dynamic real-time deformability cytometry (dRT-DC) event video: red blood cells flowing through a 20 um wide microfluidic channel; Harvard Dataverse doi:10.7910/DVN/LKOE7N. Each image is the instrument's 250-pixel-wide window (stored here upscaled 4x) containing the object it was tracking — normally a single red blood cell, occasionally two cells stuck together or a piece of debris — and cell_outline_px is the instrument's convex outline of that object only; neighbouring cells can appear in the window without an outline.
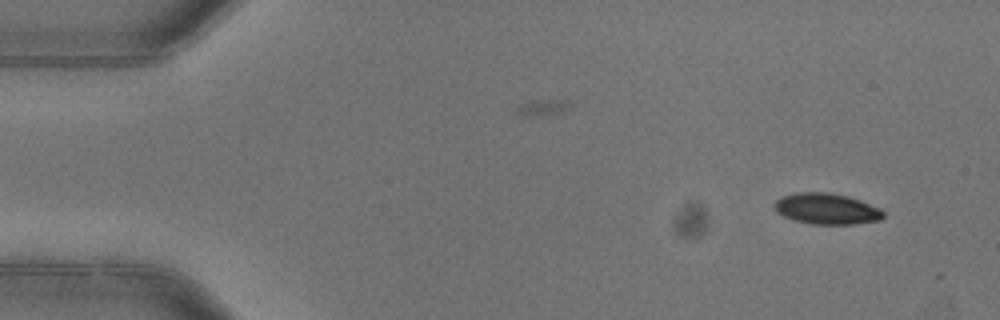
{"species": "common noctule bat (a hibernating species)", "species_latin": "Nyctalus noctula", "temperature_condition": "warm", "stored_images_in_passage": 4, "camera_frame_rate_fps": 3000, "um_per_image_px": 0.085, "animal": {"sex": "female"}, "frame": {"image": 1, "passage_image": 1, "time_ms": 0.0, "image_size_px": [1000, 320], "cell_outline_px": [[884, 216], [880, 220], [852, 224], [812, 224], [792, 220], [776, 212], [772, 208], [772, 204], [780, 196], [800, 192], [828, 192], [848, 196], [860, 200], [880, 208], [884, 212]], "centroid_in_image_um": [70.21, 17.74], "position_along_channel_um": 14.8, "area_um2": 19.88}}
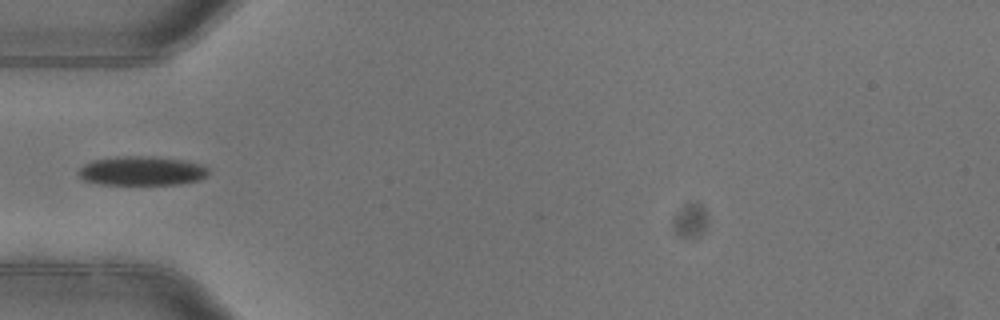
{"frame": {"image": 2, "passage_image": 4, "time_ms": 1.0, "image_size_px": [1000, 320], "cell_outline_px": [[208, 172], [200, 180], [180, 184], [100, 184], [84, 180], [80, 176], [80, 168], [84, 164], [92, 160], [116, 156], [152, 156], [184, 160], [208, 168]], "centroid_in_image_um": [12.03, 14.52], "position_along_channel_um": 73.0, "area_um2": 21.91}}